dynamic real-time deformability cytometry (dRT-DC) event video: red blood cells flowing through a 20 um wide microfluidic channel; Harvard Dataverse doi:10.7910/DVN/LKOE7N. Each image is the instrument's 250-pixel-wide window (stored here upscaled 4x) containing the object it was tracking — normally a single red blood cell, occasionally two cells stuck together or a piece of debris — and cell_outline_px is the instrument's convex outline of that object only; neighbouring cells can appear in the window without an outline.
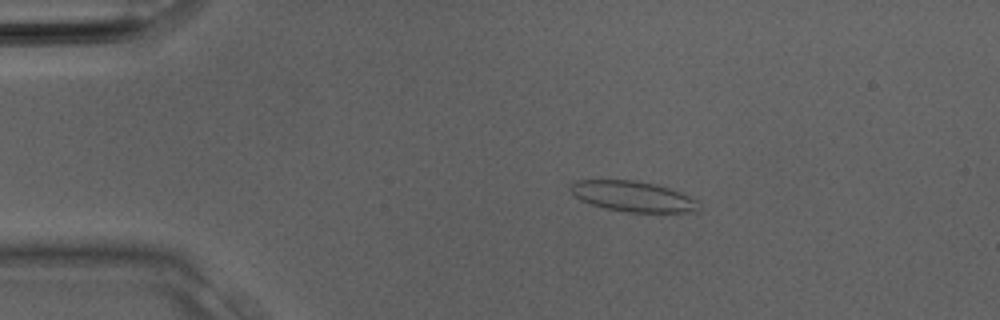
{"species": "Egyptian fruit bat (a non-hibernating species)", "species_latin": "Rousettus aegyptiacus", "temperature_condition": "room temperature", "stored_images_in_passage": 32, "camera_frame_rate_fps": 3000, "um_per_image_px": 0.085, "animal": {"sex": "male"}, "frame": {"image": 1, "passage_image": 6, "time_ms": 1.667, "image_size_px": [1000, 320], "cell_outline_px": [[700, 212], [628, 212], [604, 208], [588, 204], [580, 200], [568, 188], [576, 180], [636, 180], [656, 184], [680, 192], [700, 200]], "centroid_in_image_um": [53.84, 16.7], "position_along_channel_um": 31.2, "area_um2": 23.12}}
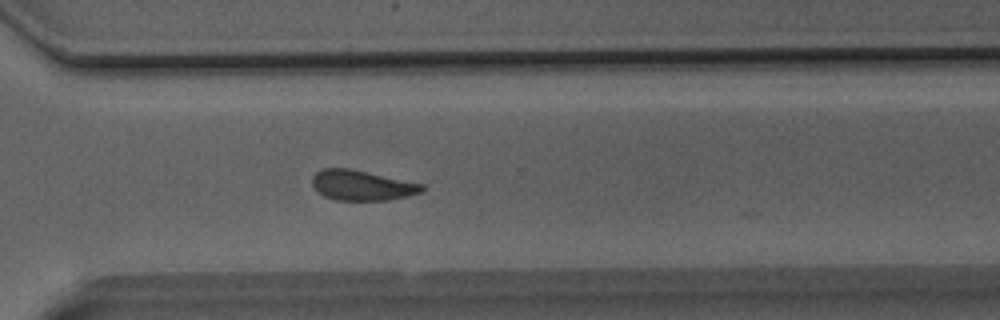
{"frame": {"image": 2, "passage_image": 23, "time_ms": 7.333, "image_size_px": [1000, 320], "cell_outline_px": [[424, 192], [408, 196], [388, 200], [336, 200], [324, 196], [316, 192], [312, 188], [312, 176], [316, 172], [324, 168], [348, 168], [424, 184]], "centroid_in_image_um": [30.74, 15.76], "position_along_channel_um": 339.9, "area_um2": 19.42}}
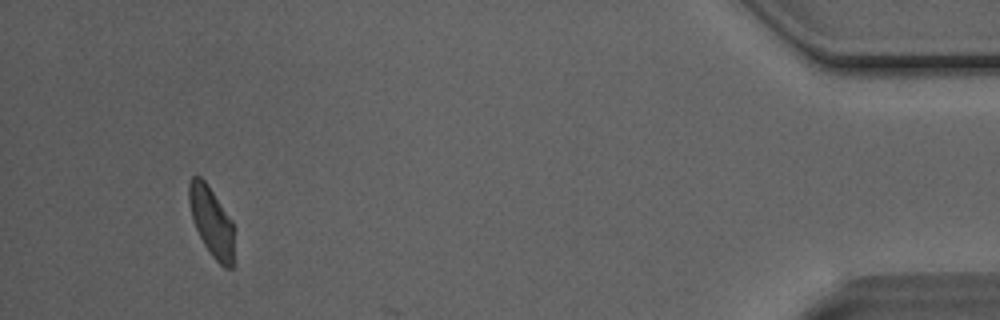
{"frame": {"image": 3, "passage_image": 30, "time_ms": 9.667, "image_size_px": [1000, 320], "cell_outline_px": [[236, 264], [232, 268], [224, 268], [212, 256], [204, 244], [196, 228], [188, 204], [188, 184], [192, 176], [200, 176], [208, 184], [232, 220]], "centroid_in_image_um": [18.01, 18.87], "position_along_channel_um": 417.2, "area_um2": 18.67}}